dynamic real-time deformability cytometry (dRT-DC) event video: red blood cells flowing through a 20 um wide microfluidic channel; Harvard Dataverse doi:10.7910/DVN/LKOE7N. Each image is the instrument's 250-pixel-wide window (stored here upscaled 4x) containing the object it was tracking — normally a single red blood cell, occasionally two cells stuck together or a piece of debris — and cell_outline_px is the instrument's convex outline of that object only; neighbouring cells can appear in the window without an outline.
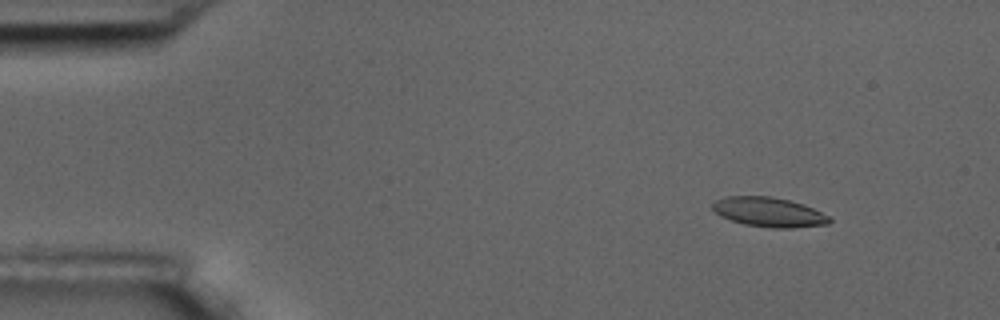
{"species": "common noctule bat (a hibernating species)", "species_latin": "Nyctalus noctula", "temperature_condition": "room temperature", "stored_images_in_passage": 6, "camera_frame_rate_fps": 3000, "um_per_image_px": 0.085, "animal": {"sex": "male", "body_mass_g": 17.5, "forearm_length_mm": 52.3}, "frame": {"image": 1, "passage_image": 2, "time_ms": 1.0, "image_size_px": [1000, 320], "cell_outline_px": [[832, 220], [828, 224], [788, 228], [772, 228], [744, 224], [720, 216], [712, 208], [712, 204], [716, 200], [728, 196], [772, 196], [804, 204], [828, 216]], "centroid_in_image_um": [65.34, 18.02], "position_along_channel_um": 19.7, "area_um2": 19.94}}
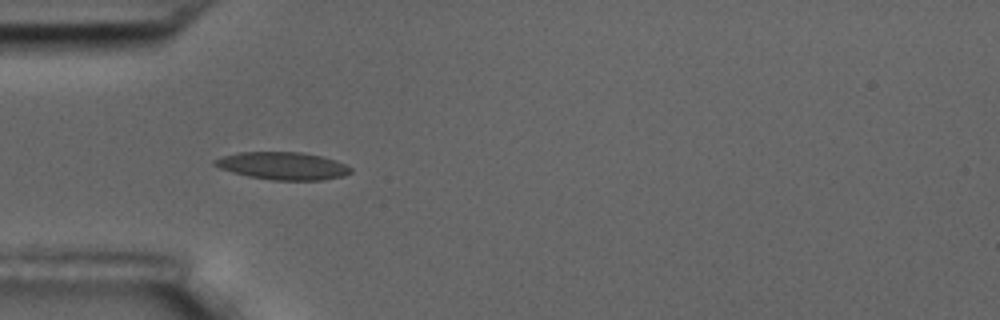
{"frame": {"image": 2, "passage_image": 5, "time_ms": 4.667, "image_size_px": [1000, 320], "cell_outline_px": [[352, 172], [344, 176], [324, 180], [272, 180], [248, 176], [232, 172], [220, 168], [212, 164], [212, 160], [224, 156], [240, 152], [300, 152], [324, 156], [336, 160], [352, 168]], "centroid_in_image_um": [24.06, 14.1], "position_along_channel_um": 60.9, "area_um2": 21.96}}